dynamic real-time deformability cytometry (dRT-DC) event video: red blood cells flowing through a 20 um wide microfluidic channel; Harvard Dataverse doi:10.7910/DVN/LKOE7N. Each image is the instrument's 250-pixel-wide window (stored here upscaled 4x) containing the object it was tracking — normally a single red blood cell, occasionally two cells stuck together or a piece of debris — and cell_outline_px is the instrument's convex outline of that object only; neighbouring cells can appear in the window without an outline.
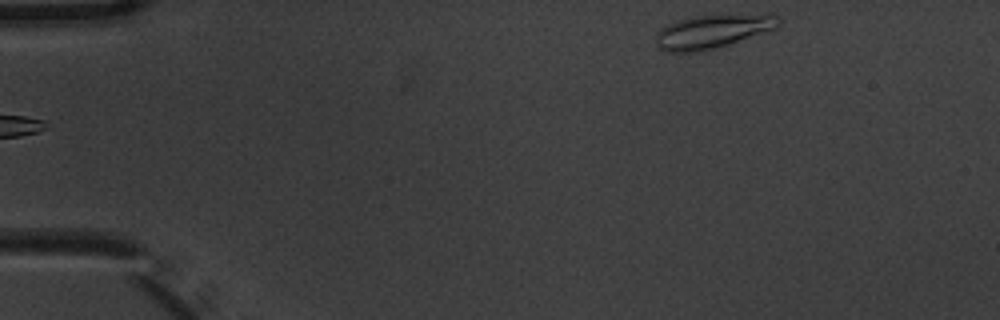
{"species": "common noctule bat (a hibernating species)", "species_latin": "Nyctalus noctula", "temperature_condition": "warm", "stored_images_in_passage": 5, "camera_frame_rate_fps": 3000, "um_per_image_px": 0.085, "animal": {"sex": "male", "body_mass_g": 20.1, "forearm_length_mm": 53.5}, "frame": {"image": 1, "passage_image": 5, "time_ms": 1.333, "image_size_px": [1000, 320], "cell_outline_px": [[780, 20], [776, 28], [716, 48], [692, 52], [664, 52], [656, 44], [656, 32], [660, 28], [676, 20], [692, 16], [776, 16]], "centroid_in_image_um": [60.41, 2.71], "position_along_channel_um": 24.6, "area_um2": 23.18}}